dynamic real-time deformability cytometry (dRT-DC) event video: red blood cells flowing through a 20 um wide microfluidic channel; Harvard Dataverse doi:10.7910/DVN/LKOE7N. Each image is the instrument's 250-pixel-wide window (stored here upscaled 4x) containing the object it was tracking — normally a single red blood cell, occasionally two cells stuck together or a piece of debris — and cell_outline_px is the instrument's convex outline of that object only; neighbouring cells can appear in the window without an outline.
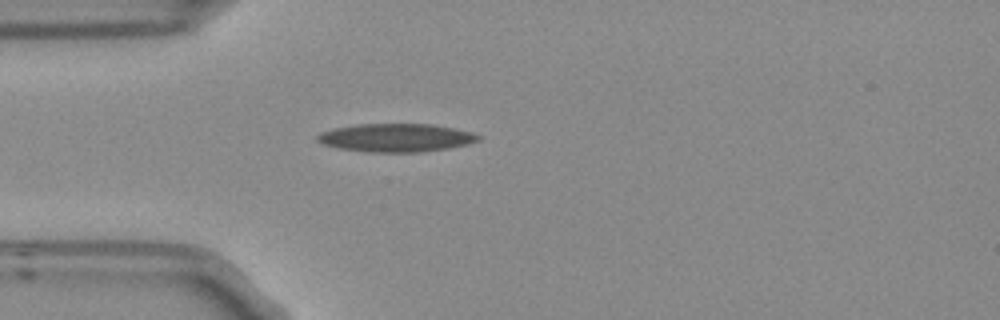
{"species": "Egyptian fruit bat (a non-hibernating species)", "species_latin": "Rousettus aegyptiacus", "temperature_condition": "room temperature", "stored_images_in_passage": 1, "camera_frame_rate_fps": 3000, "um_per_image_px": 0.085, "frame": {"image": 1, "passage_image": 1, "time_ms": 0.0, "image_size_px": [1000, 320], "cell_outline_px": [[480, 140], [468, 144], [448, 148], [420, 152], [372, 152], [340, 148], [324, 144], [316, 140], [316, 136], [320, 132], [332, 128], [356, 124], [432, 124], [472, 132], [480, 136]], "centroid_in_image_um": [33.65, 11.7], "position_along_channel_um": 51.4, "area_um2": 26.41}}